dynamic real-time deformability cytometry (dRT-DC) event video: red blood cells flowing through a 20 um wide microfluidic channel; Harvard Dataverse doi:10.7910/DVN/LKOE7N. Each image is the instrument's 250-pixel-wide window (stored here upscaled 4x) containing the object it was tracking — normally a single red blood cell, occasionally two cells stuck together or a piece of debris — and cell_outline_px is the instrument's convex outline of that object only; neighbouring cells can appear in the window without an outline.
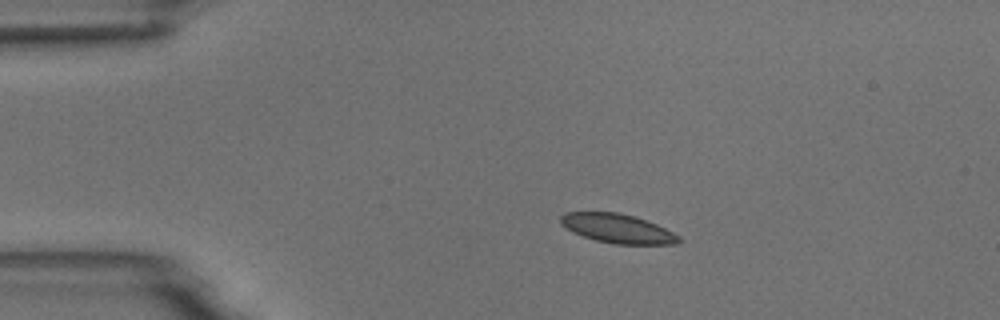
{"species": "common noctule bat (a hibernating species)", "species_latin": "Nyctalus noctula", "temperature_condition": "room temperature", "stored_images_in_passage": 5, "camera_frame_rate_fps": 3000, "um_per_image_px": 0.085, "animal": {"sex": "male", "body_mass_g": 18.8}, "frame": {"image": 1, "passage_image": 2, "time_ms": 1.333, "image_size_px": [1000, 320], "cell_outline_px": [[684, 240], [680, 244], [616, 244], [596, 240], [572, 232], [560, 224], [560, 216], [564, 212], [616, 212], [632, 216], [656, 224], [680, 236]], "centroid_in_image_um": [52.5, 19.43], "position_along_channel_um": 32.5, "area_um2": 20.0}}
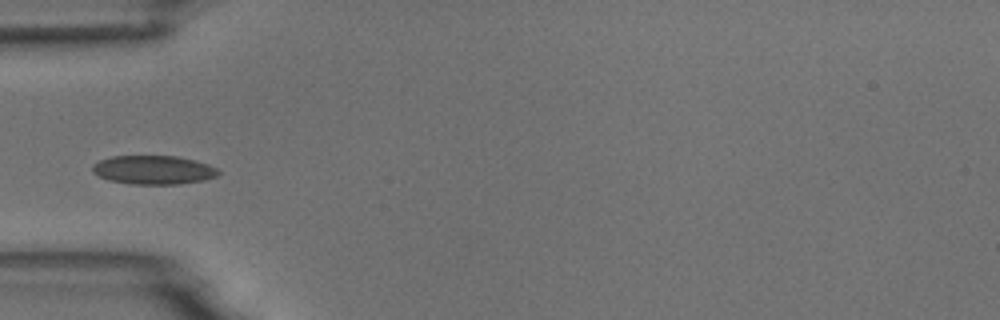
{"frame": {"image": 2, "passage_image": 4, "time_ms": 3.667, "image_size_px": [1000, 320], "cell_outline_px": [[220, 172], [216, 176], [204, 180], [180, 184], [132, 184], [108, 180], [92, 172], [92, 164], [100, 160], [112, 156], [176, 156], [196, 160], [208, 164], [216, 168]], "centroid_in_image_um": [13.04, 14.44], "position_along_channel_um": 72.0, "area_um2": 21.15}}